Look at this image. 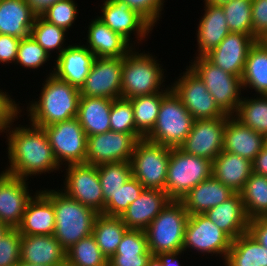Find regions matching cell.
<instances>
[{"label": "cell", "instance_id": "cell-2", "mask_svg": "<svg viewBox=\"0 0 267 266\" xmlns=\"http://www.w3.org/2000/svg\"><path fill=\"white\" fill-rule=\"evenodd\" d=\"M48 75L38 101L27 107L30 124L40 128L77 117L81 96L77 87L57 78L52 72Z\"/></svg>", "mask_w": 267, "mask_h": 266}, {"label": "cell", "instance_id": "cell-54", "mask_svg": "<svg viewBox=\"0 0 267 266\" xmlns=\"http://www.w3.org/2000/svg\"><path fill=\"white\" fill-rule=\"evenodd\" d=\"M252 172L267 177V144L253 160Z\"/></svg>", "mask_w": 267, "mask_h": 266}, {"label": "cell", "instance_id": "cell-15", "mask_svg": "<svg viewBox=\"0 0 267 266\" xmlns=\"http://www.w3.org/2000/svg\"><path fill=\"white\" fill-rule=\"evenodd\" d=\"M123 57H95L84 84L79 89L81 96L122 98Z\"/></svg>", "mask_w": 267, "mask_h": 266}, {"label": "cell", "instance_id": "cell-4", "mask_svg": "<svg viewBox=\"0 0 267 266\" xmlns=\"http://www.w3.org/2000/svg\"><path fill=\"white\" fill-rule=\"evenodd\" d=\"M189 214L180 200H170L144 230L152 255L182 251Z\"/></svg>", "mask_w": 267, "mask_h": 266}, {"label": "cell", "instance_id": "cell-22", "mask_svg": "<svg viewBox=\"0 0 267 266\" xmlns=\"http://www.w3.org/2000/svg\"><path fill=\"white\" fill-rule=\"evenodd\" d=\"M95 59L85 45H69L57 56L52 73L78 89L84 84Z\"/></svg>", "mask_w": 267, "mask_h": 266}, {"label": "cell", "instance_id": "cell-43", "mask_svg": "<svg viewBox=\"0 0 267 266\" xmlns=\"http://www.w3.org/2000/svg\"><path fill=\"white\" fill-rule=\"evenodd\" d=\"M144 187L141 183L131 177L125 184L122 185L112 197L105 203L104 215L120 217L142 193Z\"/></svg>", "mask_w": 267, "mask_h": 266}, {"label": "cell", "instance_id": "cell-6", "mask_svg": "<svg viewBox=\"0 0 267 266\" xmlns=\"http://www.w3.org/2000/svg\"><path fill=\"white\" fill-rule=\"evenodd\" d=\"M193 121V116L171 89L161 101L155 127L145 138L169 148H179L190 133Z\"/></svg>", "mask_w": 267, "mask_h": 266}, {"label": "cell", "instance_id": "cell-18", "mask_svg": "<svg viewBox=\"0 0 267 266\" xmlns=\"http://www.w3.org/2000/svg\"><path fill=\"white\" fill-rule=\"evenodd\" d=\"M100 8H102V14L98 18L132 46L131 33L135 32L134 34L137 35V40L140 42L145 40L146 35L153 29L141 15L131 10L129 5L121 0H104L103 6Z\"/></svg>", "mask_w": 267, "mask_h": 266}, {"label": "cell", "instance_id": "cell-14", "mask_svg": "<svg viewBox=\"0 0 267 266\" xmlns=\"http://www.w3.org/2000/svg\"><path fill=\"white\" fill-rule=\"evenodd\" d=\"M231 243L232 239L204 214L189 215L182 251L191 248L202 254H219L225 260Z\"/></svg>", "mask_w": 267, "mask_h": 266}, {"label": "cell", "instance_id": "cell-5", "mask_svg": "<svg viewBox=\"0 0 267 266\" xmlns=\"http://www.w3.org/2000/svg\"><path fill=\"white\" fill-rule=\"evenodd\" d=\"M135 50L123 57L121 88L122 98L125 99L152 95L164 90L160 89L165 78L161 64L150 53L143 54Z\"/></svg>", "mask_w": 267, "mask_h": 266}, {"label": "cell", "instance_id": "cell-7", "mask_svg": "<svg viewBox=\"0 0 267 266\" xmlns=\"http://www.w3.org/2000/svg\"><path fill=\"white\" fill-rule=\"evenodd\" d=\"M211 175L212 161L171 148L165 193L171 200H181Z\"/></svg>", "mask_w": 267, "mask_h": 266}, {"label": "cell", "instance_id": "cell-19", "mask_svg": "<svg viewBox=\"0 0 267 266\" xmlns=\"http://www.w3.org/2000/svg\"><path fill=\"white\" fill-rule=\"evenodd\" d=\"M256 41L250 35L230 32L204 56L222 70L242 78L249 50Z\"/></svg>", "mask_w": 267, "mask_h": 266}, {"label": "cell", "instance_id": "cell-44", "mask_svg": "<svg viewBox=\"0 0 267 266\" xmlns=\"http://www.w3.org/2000/svg\"><path fill=\"white\" fill-rule=\"evenodd\" d=\"M110 130L119 133L140 134L135 129L133 108L129 99H113L110 112Z\"/></svg>", "mask_w": 267, "mask_h": 266}, {"label": "cell", "instance_id": "cell-26", "mask_svg": "<svg viewBox=\"0 0 267 266\" xmlns=\"http://www.w3.org/2000/svg\"><path fill=\"white\" fill-rule=\"evenodd\" d=\"M88 26L85 47L95 57L121 58L134 49L125 38L111 30L99 18L92 20Z\"/></svg>", "mask_w": 267, "mask_h": 266}, {"label": "cell", "instance_id": "cell-46", "mask_svg": "<svg viewBox=\"0 0 267 266\" xmlns=\"http://www.w3.org/2000/svg\"><path fill=\"white\" fill-rule=\"evenodd\" d=\"M77 3L74 0H61L52 5L43 15L42 18L47 22L58 26L66 31L76 20Z\"/></svg>", "mask_w": 267, "mask_h": 266}, {"label": "cell", "instance_id": "cell-3", "mask_svg": "<svg viewBox=\"0 0 267 266\" xmlns=\"http://www.w3.org/2000/svg\"><path fill=\"white\" fill-rule=\"evenodd\" d=\"M52 203L55 212L53 236L67 251L82 238L92 234L98 213L66 196L60 190H40Z\"/></svg>", "mask_w": 267, "mask_h": 266}, {"label": "cell", "instance_id": "cell-25", "mask_svg": "<svg viewBox=\"0 0 267 266\" xmlns=\"http://www.w3.org/2000/svg\"><path fill=\"white\" fill-rule=\"evenodd\" d=\"M204 215L232 240L248 232L249 219L239 192L207 210Z\"/></svg>", "mask_w": 267, "mask_h": 266}, {"label": "cell", "instance_id": "cell-45", "mask_svg": "<svg viewBox=\"0 0 267 266\" xmlns=\"http://www.w3.org/2000/svg\"><path fill=\"white\" fill-rule=\"evenodd\" d=\"M49 57L47 52L30 35L21 39L15 64L18 65L19 63V66H24V68L28 69H38L49 61Z\"/></svg>", "mask_w": 267, "mask_h": 266}, {"label": "cell", "instance_id": "cell-28", "mask_svg": "<svg viewBox=\"0 0 267 266\" xmlns=\"http://www.w3.org/2000/svg\"><path fill=\"white\" fill-rule=\"evenodd\" d=\"M205 13L198 24V56L217 47L230 33L225 13L219 3H205Z\"/></svg>", "mask_w": 267, "mask_h": 266}, {"label": "cell", "instance_id": "cell-30", "mask_svg": "<svg viewBox=\"0 0 267 266\" xmlns=\"http://www.w3.org/2000/svg\"><path fill=\"white\" fill-rule=\"evenodd\" d=\"M252 173V162L222 151L212 161V175L234 192H240Z\"/></svg>", "mask_w": 267, "mask_h": 266}, {"label": "cell", "instance_id": "cell-47", "mask_svg": "<svg viewBox=\"0 0 267 266\" xmlns=\"http://www.w3.org/2000/svg\"><path fill=\"white\" fill-rule=\"evenodd\" d=\"M22 235L17 229H9L0 239V266H15L21 259Z\"/></svg>", "mask_w": 267, "mask_h": 266}, {"label": "cell", "instance_id": "cell-17", "mask_svg": "<svg viewBox=\"0 0 267 266\" xmlns=\"http://www.w3.org/2000/svg\"><path fill=\"white\" fill-rule=\"evenodd\" d=\"M26 181L5 171L0 173V223L10 229L19 226L27 204L33 198Z\"/></svg>", "mask_w": 267, "mask_h": 266}, {"label": "cell", "instance_id": "cell-13", "mask_svg": "<svg viewBox=\"0 0 267 266\" xmlns=\"http://www.w3.org/2000/svg\"><path fill=\"white\" fill-rule=\"evenodd\" d=\"M141 134L107 131L87 137L86 164L101 165L105 163L130 161L135 145Z\"/></svg>", "mask_w": 267, "mask_h": 266}, {"label": "cell", "instance_id": "cell-42", "mask_svg": "<svg viewBox=\"0 0 267 266\" xmlns=\"http://www.w3.org/2000/svg\"><path fill=\"white\" fill-rule=\"evenodd\" d=\"M66 30L47 22L42 17H36L30 35L50 56L51 51L58 49L59 56L67 47L64 45L66 40ZM65 48H64V47Z\"/></svg>", "mask_w": 267, "mask_h": 266}, {"label": "cell", "instance_id": "cell-37", "mask_svg": "<svg viewBox=\"0 0 267 266\" xmlns=\"http://www.w3.org/2000/svg\"><path fill=\"white\" fill-rule=\"evenodd\" d=\"M249 220L267 217V177L254 172L239 192Z\"/></svg>", "mask_w": 267, "mask_h": 266}, {"label": "cell", "instance_id": "cell-29", "mask_svg": "<svg viewBox=\"0 0 267 266\" xmlns=\"http://www.w3.org/2000/svg\"><path fill=\"white\" fill-rule=\"evenodd\" d=\"M112 102L105 97L80 96L76 118L87 137L110 131Z\"/></svg>", "mask_w": 267, "mask_h": 266}, {"label": "cell", "instance_id": "cell-31", "mask_svg": "<svg viewBox=\"0 0 267 266\" xmlns=\"http://www.w3.org/2000/svg\"><path fill=\"white\" fill-rule=\"evenodd\" d=\"M35 18L25 0H0V34L26 38Z\"/></svg>", "mask_w": 267, "mask_h": 266}, {"label": "cell", "instance_id": "cell-48", "mask_svg": "<svg viewBox=\"0 0 267 266\" xmlns=\"http://www.w3.org/2000/svg\"><path fill=\"white\" fill-rule=\"evenodd\" d=\"M125 2L131 10L141 15L152 27L155 26L163 9L164 0H121Z\"/></svg>", "mask_w": 267, "mask_h": 266}, {"label": "cell", "instance_id": "cell-20", "mask_svg": "<svg viewBox=\"0 0 267 266\" xmlns=\"http://www.w3.org/2000/svg\"><path fill=\"white\" fill-rule=\"evenodd\" d=\"M267 144V138L244 126L231 115L224 129L223 151L239 155L251 162Z\"/></svg>", "mask_w": 267, "mask_h": 266}, {"label": "cell", "instance_id": "cell-49", "mask_svg": "<svg viewBox=\"0 0 267 266\" xmlns=\"http://www.w3.org/2000/svg\"><path fill=\"white\" fill-rule=\"evenodd\" d=\"M252 37L257 41L267 37V0H252Z\"/></svg>", "mask_w": 267, "mask_h": 266}, {"label": "cell", "instance_id": "cell-53", "mask_svg": "<svg viewBox=\"0 0 267 266\" xmlns=\"http://www.w3.org/2000/svg\"><path fill=\"white\" fill-rule=\"evenodd\" d=\"M61 0H25L26 4L30 8L31 12L36 17H42V15L54 4Z\"/></svg>", "mask_w": 267, "mask_h": 266}, {"label": "cell", "instance_id": "cell-38", "mask_svg": "<svg viewBox=\"0 0 267 266\" xmlns=\"http://www.w3.org/2000/svg\"><path fill=\"white\" fill-rule=\"evenodd\" d=\"M259 96V97H258ZM251 99L242 97L237 112L233 115L244 126L267 138V95Z\"/></svg>", "mask_w": 267, "mask_h": 266}, {"label": "cell", "instance_id": "cell-21", "mask_svg": "<svg viewBox=\"0 0 267 266\" xmlns=\"http://www.w3.org/2000/svg\"><path fill=\"white\" fill-rule=\"evenodd\" d=\"M170 200L165 191L144 188L120 217L128 229L145 230Z\"/></svg>", "mask_w": 267, "mask_h": 266}, {"label": "cell", "instance_id": "cell-10", "mask_svg": "<svg viewBox=\"0 0 267 266\" xmlns=\"http://www.w3.org/2000/svg\"><path fill=\"white\" fill-rule=\"evenodd\" d=\"M43 129L60 167L86 163L87 135L76 117Z\"/></svg>", "mask_w": 267, "mask_h": 266}, {"label": "cell", "instance_id": "cell-24", "mask_svg": "<svg viewBox=\"0 0 267 266\" xmlns=\"http://www.w3.org/2000/svg\"><path fill=\"white\" fill-rule=\"evenodd\" d=\"M20 261L32 265L66 266V250L53 235L22 236Z\"/></svg>", "mask_w": 267, "mask_h": 266}, {"label": "cell", "instance_id": "cell-55", "mask_svg": "<svg viewBox=\"0 0 267 266\" xmlns=\"http://www.w3.org/2000/svg\"><path fill=\"white\" fill-rule=\"evenodd\" d=\"M184 253V251H173L159 253L157 256L162 262L163 266H181L177 257Z\"/></svg>", "mask_w": 267, "mask_h": 266}, {"label": "cell", "instance_id": "cell-35", "mask_svg": "<svg viewBox=\"0 0 267 266\" xmlns=\"http://www.w3.org/2000/svg\"><path fill=\"white\" fill-rule=\"evenodd\" d=\"M128 230L121 217L98 214L92 235L102 254L110 259L116 252L125 232Z\"/></svg>", "mask_w": 267, "mask_h": 266}, {"label": "cell", "instance_id": "cell-9", "mask_svg": "<svg viewBox=\"0 0 267 266\" xmlns=\"http://www.w3.org/2000/svg\"><path fill=\"white\" fill-rule=\"evenodd\" d=\"M170 153L169 147L139 139L130 159L132 177L144 188L165 191Z\"/></svg>", "mask_w": 267, "mask_h": 266}, {"label": "cell", "instance_id": "cell-12", "mask_svg": "<svg viewBox=\"0 0 267 266\" xmlns=\"http://www.w3.org/2000/svg\"><path fill=\"white\" fill-rule=\"evenodd\" d=\"M65 170V187L61 188V191L98 214H103L105 203L97 166L86 163L72 164Z\"/></svg>", "mask_w": 267, "mask_h": 266}, {"label": "cell", "instance_id": "cell-56", "mask_svg": "<svg viewBox=\"0 0 267 266\" xmlns=\"http://www.w3.org/2000/svg\"><path fill=\"white\" fill-rule=\"evenodd\" d=\"M147 266H163L157 255H151L148 259Z\"/></svg>", "mask_w": 267, "mask_h": 266}, {"label": "cell", "instance_id": "cell-59", "mask_svg": "<svg viewBox=\"0 0 267 266\" xmlns=\"http://www.w3.org/2000/svg\"><path fill=\"white\" fill-rule=\"evenodd\" d=\"M204 1H205V3H221L225 0H204Z\"/></svg>", "mask_w": 267, "mask_h": 266}, {"label": "cell", "instance_id": "cell-51", "mask_svg": "<svg viewBox=\"0 0 267 266\" xmlns=\"http://www.w3.org/2000/svg\"><path fill=\"white\" fill-rule=\"evenodd\" d=\"M20 41L17 37L0 34V63L15 64Z\"/></svg>", "mask_w": 267, "mask_h": 266}, {"label": "cell", "instance_id": "cell-39", "mask_svg": "<svg viewBox=\"0 0 267 266\" xmlns=\"http://www.w3.org/2000/svg\"><path fill=\"white\" fill-rule=\"evenodd\" d=\"M66 266H108V259L91 234L66 251Z\"/></svg>", "mask_w": 267, "mask_h": 266}, {"label": "cell", "instance_id": "cell-57", "mask_svg": "<svg viewBox=\"0 0 267 266\" xmlns=\"http://www.w3.org/2000/svg\"><path fill=\"white\" fill-rule=\"evenodd\" d=\"M9 229L10 228L7 225L0 223V239L3 237L4 234H6Z\"/></svg>", "mask_w": 267, "mask_h": 266}, {"label": "cell", "instance_id": "cell-27", "mask_svg": "<svg viewBox=\"0 0 267 266\" xmlns=\"http://www.w3.org/2000/svg\"><path fill=\"white\" fill-rule=\"evenodd\" d=\"M234 193L230 187L211 175L191 189L180 201L189 215L204 214L229 199Z\"/></svg>", "mask_w": 267, "mask_h": 266}, {"label": "cell", "instance_id": "cell-32", "mask_svg": "<svg viewBox=\"0 0 267 266\" xmlns=\"http://www.w3.org/2000/svg\"><path fill=\"white\" fill-rule=\"evenodd\" d=\"M151 255L145 231L128 229L115 254L108 259V266H147Z\"/></svg>", "mask_w": 267, "mask_h": 266}, {"label": "cell", "instance_id": "cell-60", "mask_svg": "<svg viewBox=\"0 0 267 266\" xmlns=\"http://www.w3.org/2000/svg\"><path fill=\"white\" fill-rule=\"evenodd\" d=\"M263 41L267 45V37Z\"/></svg>", "mask_w": 267, "mask_h": 266}, {"label": "cell", "instance_id": "cell-41", "mask_svg": "<svg viewBox=\"0 0 267 266\" xmlns=\"http://www.w3.org/2000/svg\"><path fill=\"white\" fill-rule=\"evenodd\" d=\"M230 32L252 37V0H225L219 3Z\"/></svg>", "mask_w": 267, "mask_h": 266}, {"label": "cell", "instance_id": "cell-23", "mask_svg": "<svg viewBox=\"0 0 267 266\" xmlns=\"http://www.w3.org/2000/svg\"><path fill=\"white\" fill-rule=\"evenodd\" d=\"M28 202L21 223L16 228L22 236L53 235L55 212L53 203L39 190Z\"/></svg>", "mask_w": 267, "mask_h": 266}, {"label": "cell", "instance_id": "cell-16", "mask_svg": "<svg viewBox=\"0 0 267 266\" xmlns=\"http://www.w3.org/2000/svg\"><path fill=\"white\" fill-rule=\"evenodd\" d=\"M229 117L198 119L179 147L187 154L213 161L223 151L224 129Z\"/></svg>", "mask_w": 267, "mask_h": 266}, {"label": "cell", "instance_id": "cell-58", "mask_svg": "<svg viewBox=\"0 0 267 266\" xmlns=\"http://www.w3.org/2000/svg\"><path fill=\"white\" fill-rule=\"evenodd\" d=\"M15 266H46V265H32V264H28V263H25V262H19L17 265Z\"/></svg>", "mask_w": 267, "mask_h": 266}, {"label": "cell", "instance_id": "cell-11", "mask_svg": "<svg viewBox=\"0 0 267 266\" xmlns=\"http://www.w3.org/2000/svg\"><path fill=\"white\" fill-rule=\"evenodd\" d=\"M171 86L194 120L230 117L214 101L205 83L190 69Z\"/></svg>", "mask_w": 267, "mask_h": 266}, {"label": "cell", "instance_id": "cell-52", "mask_svg": "<svg viewBox=\"0 0 267 266\" xmlns=\"http://www.w3.org/2000/svg\"><path fill=\"white\" fill-rule=\"evenodd\" d=\"M248 233L267 248V217L249 220Z\"/></svg>", "mask_w": 267, "mask_h": 266}, {"label": "cell", "instance_id": "cell-1", "mask_svg": "<svg viewBox=\"0 0 267 266\" xmlns=\"http://www.w3.org/2000/svg\"><path fill=\"white\" fill-rule=\"evenodd\" d=\"M5 131L8 142V168L5 172L28 180V176L41 175L61 168L43 128L19 126ZM11 129V130H10ZM8 133V134H7ZM9 135V136H8Z\"/></svg>", "mask_w": 267, "mask_h": 266}, {"label": "cell", "instance_id": "cell-50", "mask_svg": "<svg viewBox=\"0 0 267 266\" xmlns=\"http://www.w3.org/2000/svg\"><path fill=\"white\" fill-rule=\"evenodd\" d=\"M18 106L19 104H17L11 96L0 89V133H5V130H7L10 125L13 126L12 124L15 118L18 119L19 112H21V108Z\"/></svg>", "mask_w": 267, "mask_h": 266}, {"label": "cell", "instance_id": "cell-8", "mask_svg": "<svg viewBox=\"0 0 267 266\" xmlns=\"http://www.w3.org/2000/svg\"><path fill=\"white\" fill-rule=\"evenodd\" d=\"M192 64V65H191ZM188 67L205 83L218 106L228 115L237 112L242 100L241 77L232 75L211 63L205 56H196Z\"/></svg>", "mask_w": 267, "mask_h": 266}, {"label": "cell", "instance_id": "cell-40", "mask_svg": "<svg viewBox=\"0 0 267 266\" xmlns=\"http://www.w3.org/2000/svg\"><path fill=\"white\" fill-rule=\"evenodd\" d=\"M97 171L104 195V203L132 177L130 161L101 164L97 166Z\"/></svg>", "mask_w": 267, "mask_h": 266}, {"label": "cell", "instance_id": "cell-34", "mask_svg": "<svg viewBox=\"0 0 267 266\" xmlns=\"http://www.w3.org/2000/svg\"><path fill=\"white\" fill-rule=\"evenodd\" d=\"M241 80L242 89L248 86L259 95H267V45L263 40L250 48Z\"/></svg>", "mask_w": 267, "mask_h": 266}, {"label": "cell", "instance_id": "cell-33", "mask_svg": "<svg viewBox=\"0 0 267 266\" xmlns=\"http://www.w3.org/2000/svg\"><path fill=\"white\" fill-rule=\"evenodd\" d=\"M225 266H267V248L248 232L232 240Z\"/></svg>", "mask_w": 267, "mask_h": 266}, {"label": "cell", "instance_id": "cell-36", "mask_svg": "<svg viewBox=\"0 0 267 266\" xmlns=\"http://www.w3.org/2000/svg\"><path fill=\"white\" fill-rule=\"evenodd\" d=\"M171 90H165L145 96H136L130 100L133 108L135 129L145 138L155 127L163 97Z\"/></svg>", "mask_w": 267, "mask_h": 266}]
</instances>
